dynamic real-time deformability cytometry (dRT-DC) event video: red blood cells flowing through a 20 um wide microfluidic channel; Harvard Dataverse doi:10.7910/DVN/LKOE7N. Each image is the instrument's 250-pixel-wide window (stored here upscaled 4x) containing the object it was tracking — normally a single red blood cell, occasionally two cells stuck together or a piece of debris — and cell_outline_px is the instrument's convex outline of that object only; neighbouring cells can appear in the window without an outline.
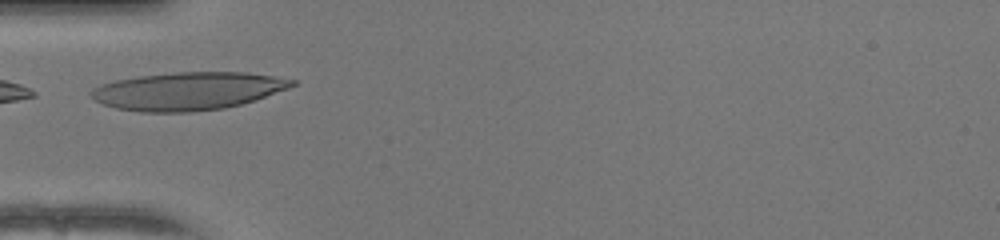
{"species": "human", "species_latin": "Homo sapiens", "temperature_condition": "warm", "stored_images_in_passage": 25, "camera_frame_rate_fps": 3000, "um_per_image_px": 0.085, "donor": {"sex": "female"}, "frame": {"image": 1, "passage_image": 1, "time_ms": 0.0, "image_size_px": [1000, 240], "cell_outline_px": [[296, 84], [288, 88], [240, 104], [224, 108], [188, 112], [140, 112], [116, 108], [104, 104], [96, 100], [88, 92], [92, 88], [100, 84], [116, 80], [140, 76], [176, 72], [248, 72], [296, 80]], "centroid_in_image_um": [15.93, 7.73], "position_along_channel_um": 69.1, "area_um2": 44.04}}
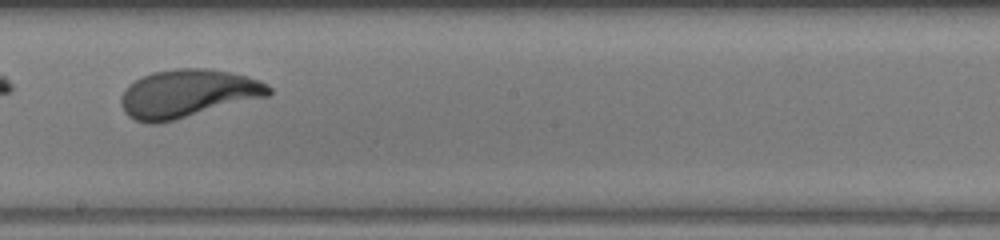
{"frame": {"image": 2, "passage_image": 13, "time_ms": 4.0, "image_size_px": [1000, 240], "cell_outline_px": [[272, 92], [268, 96], [160, 124], [148, 124], [136, 120], [128, 116], [124, 112], [120, 100], [124, 92], [136, 80], [152, 72], [176, 68], [204, 68], [228, 72], [248, 76], [260, 80], [272, 88]], "centroid_in_image_um": [15.97, 7.96], "position_along_channel_um": 232.2, "area_um2": 41.27}}
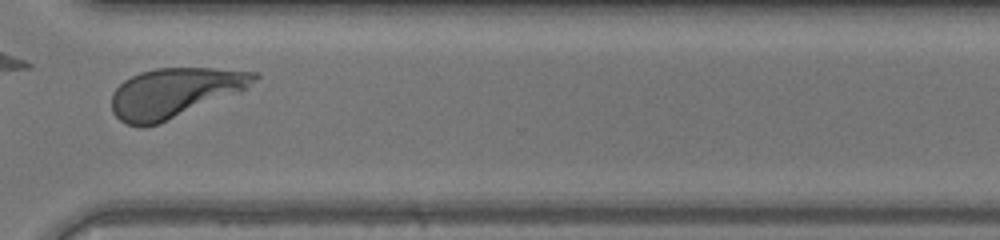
{"frame": {"image": 3, "passage_image": 22, "time_ms": 7.0, "image_size_px": [1000, 240], "cell_outline_px": [[260, 76], [256, 80], [244, 88], [156, 124], [144, 128], [140, 128], [128, 124], [120, 120], [112, 112], [112, 92], [124, 80], [140, 72], [156, 68], [212, 68], [260, 72]], "centroid_in_image_um": [14.75, 7.86], "position_along_channel_um": 355.8, "area_um2": 40.11}, "authors_computed_cell_mechanics": {"area_um2": 40.5178, "velocity_mm_per_s": 4.093, "shape_relaxation_time_tau1_ms": 3.326, "shape_relaxation_time_tau2_ms": null, "deformation_change_tau1": 0.2037, "deformation_change_tau2": null}}